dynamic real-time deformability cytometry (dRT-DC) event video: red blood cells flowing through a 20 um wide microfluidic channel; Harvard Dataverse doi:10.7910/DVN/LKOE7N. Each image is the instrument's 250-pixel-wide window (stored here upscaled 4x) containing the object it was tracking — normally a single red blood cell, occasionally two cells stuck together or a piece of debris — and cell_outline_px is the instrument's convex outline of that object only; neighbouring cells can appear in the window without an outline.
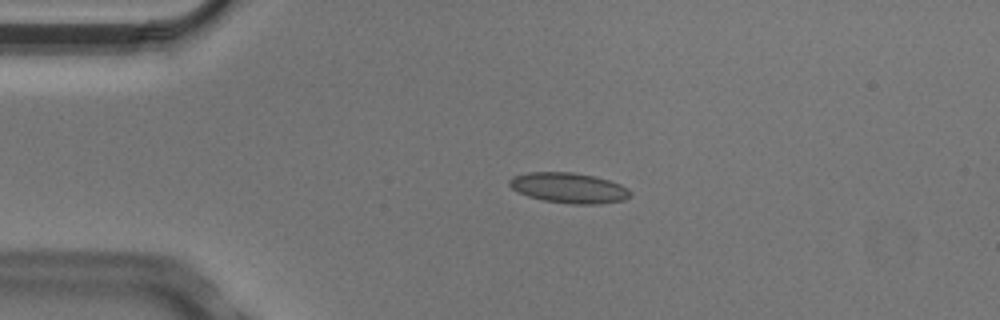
{"species": "Egyptian fruit bat (a non-hibernating species)", "species_latin": "Rousettus aegyptiacus", "temperature_condition": "cold", "stored_images_in_passage": 5, "camera_frame_rate_fps": 3000, "um_per_image_px": 0.085, "animal": {"sex": "male"}, "frame": {"image": 1, "passage_image": 4, "time_ms": 1.0, "image_size_px": [1000, 320], "cell_outline_px": [[632, 196], [624, 200], [596, 204], [572, 204], [544, 200], [528, 196], [512, 188], [508, 184], [508, 180], [512, 176], [528, 172], [572, 172], [596, 176], [620, 184], [628, 188], [632, 192]], "centroid_in_image_um": [48.37, 15.96], "position_along_channel_um": 36.6, "area_um2": 21.44}}